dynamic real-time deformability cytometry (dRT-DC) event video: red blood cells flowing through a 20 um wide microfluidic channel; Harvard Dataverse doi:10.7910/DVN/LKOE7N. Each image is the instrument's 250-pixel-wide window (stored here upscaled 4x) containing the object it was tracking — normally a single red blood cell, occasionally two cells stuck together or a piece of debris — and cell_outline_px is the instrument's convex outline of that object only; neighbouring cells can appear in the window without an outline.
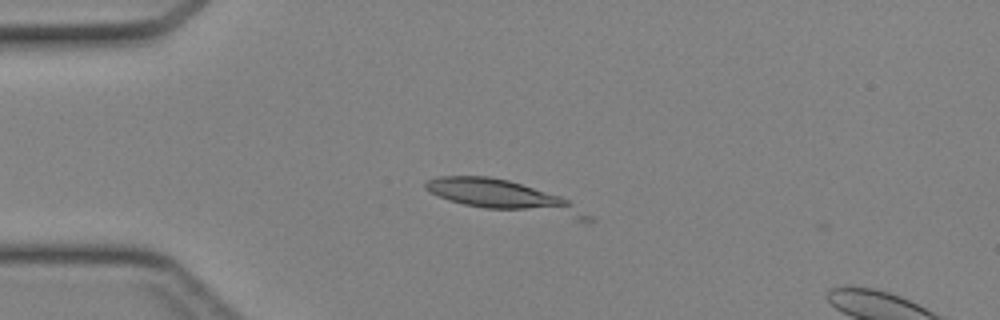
{"species": "Egyptian fruit bat (a non-hibernating species)", "species_latin": "Rousettus aegyptiacus", "temperature_condition": "cold", "stored_images_in_passage": 6, "camera_frame_rate_fps": 3000, "um_per_image_px": 0.085, "animal": {"sex": "female"}, "frame": {"image": 1, "passage_image": 2, "time_ms": 0.333, "image_size_px": [1000, 320], "cell_outline_px": [[596, 220], [576, 220], [484, 208], [464, 204], [448, 200], [428, 192], [424, 188], [424, 184], [428, 180], [440, 176], [488, 176], [508, 180], [560, 196], [568, 200], [592, 216]], "centroid_in_image_um": [42.84, 16.71], "position_along_channel_um": 42.2, "area_um2": 29.07}}